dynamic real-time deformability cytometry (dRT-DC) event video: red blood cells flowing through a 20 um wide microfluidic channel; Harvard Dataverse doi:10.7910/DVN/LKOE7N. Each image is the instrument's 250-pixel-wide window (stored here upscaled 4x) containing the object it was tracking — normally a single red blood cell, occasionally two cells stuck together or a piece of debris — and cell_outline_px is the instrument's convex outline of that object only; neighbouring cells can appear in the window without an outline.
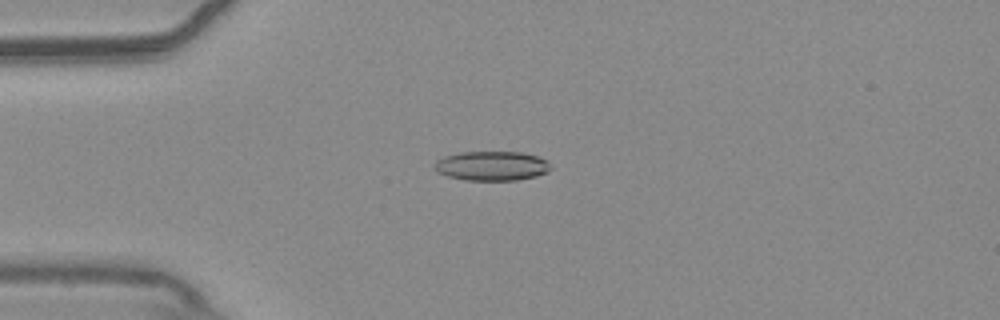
{"species": "common noctule bat (a hibernating species)", "species_latin": "Nyctalus noctula", "temperature_condition": "warm", "stored_images_in_passage": 53, "camera_frame_rate_fps": 3000, "um_per_image_px": 0.085, "animal": {"sex": "male", "body_mass_g": 20.4}, "frame": {"image": 1, "passage_image": 13, "time_ms": 4.0, "image_size_px": [1000, 320], "cell_outline_px": [[552, 168], [548, 172], [536, 176], [516, 180], [464, 180], [448, 176], [440, 172], [436, 168], [436, 160], [444, 156], [464, 152], [520, 152], [536, 156], [548, 160], [552, 164]], "centroid_in_image_um": [41.87, 14.1], "position_along_channel_um": 43.1, "area_um2": 19.83}}
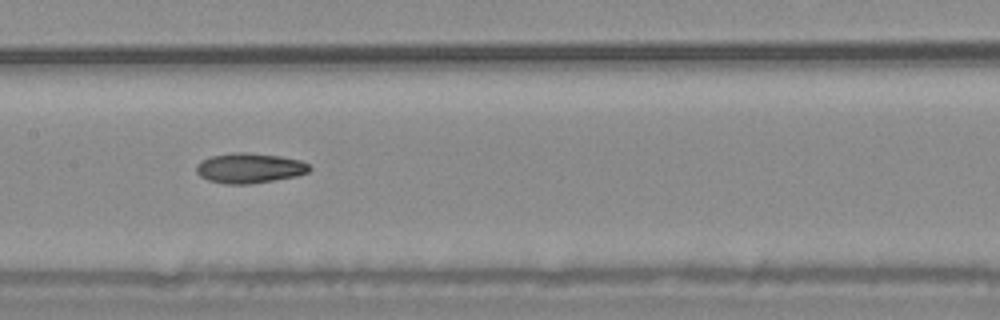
{"frame": {"image": 2, "passage_image": 26, "time_ms": 8.333, "image_size_px": [1000, 320], "cell_outline_px": [[312, 168], [308, 172], [296, 176], [248, 184], [224, 184], [208, 180], [200, 176], [196, 172], [196, 164], [200, 160], [212, 156], [232, 152], [248, 152], [280, 156], [300, 160], [308, 164]], "centroid_in_image_um": [21.18, 14.28], "position_along_channel_um": 186.2, "area_um2": 19.88}}
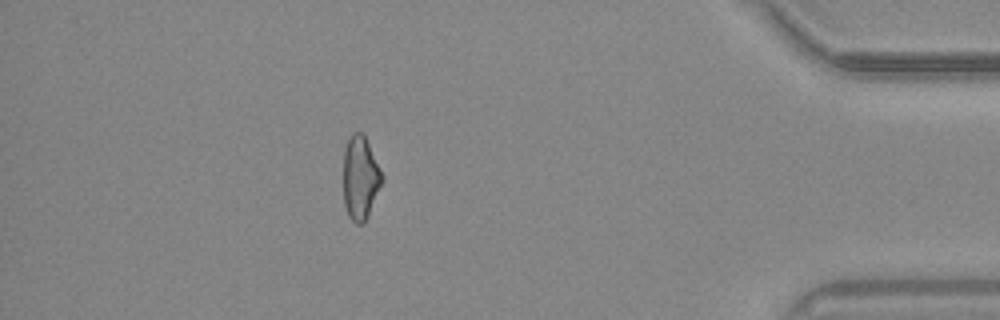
{"frame": {"image": 3, "passage_image": 47, "time_ms": 15.333, "image_size_px": [1000, 320], "cell_outline_px": [[384, 180], [368, 216], [364, 224], [356, 224], [348, 216], [344, 204], [344, 148], [352, 132], [360, 132], [364, 136], [384, 176]], "centroid_in_image_um": [30.63, 15.16], "position_along_channel_um": 404.6, "area_um2": 18.84}}